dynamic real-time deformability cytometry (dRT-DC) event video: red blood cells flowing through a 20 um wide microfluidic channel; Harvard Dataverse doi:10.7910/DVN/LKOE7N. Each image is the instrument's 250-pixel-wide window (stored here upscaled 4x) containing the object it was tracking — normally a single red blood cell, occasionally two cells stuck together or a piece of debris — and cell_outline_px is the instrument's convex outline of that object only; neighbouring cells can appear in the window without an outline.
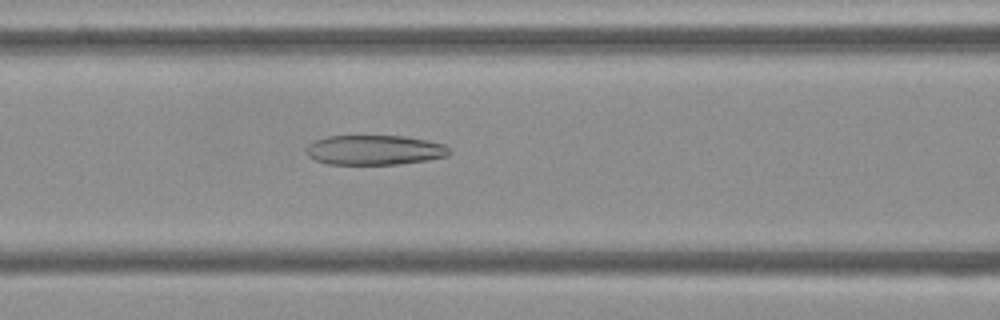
{"species": "Egyptian fruit bat (a non-hibernating species)", "species_latin": "Rousettus aegyptiacus", "temperature_condition": "cold", "stored_images_in_passage": 54, "camera_frame_rate_fps": 3000, "um_per_image_px": 0.085, "frame": {"image": 1, "passage_image": 22, "time_ms": 7.0, "image_size_px": [1000, 320], "cell_outline_px": [[452, 152], [448, 156], [428, 160], [400, 164], [328, 164], [316, 160], [308, 156], [304, 152], [304, 148], [308, 144], [316, 140], [328, 136], [404, 136], [428, 140], [448, 144], [452, 148]], "centroid_in_image_um": [31.89, 12.75], "position_along_channel_um": 134.7, "area_um2": 25.26}}
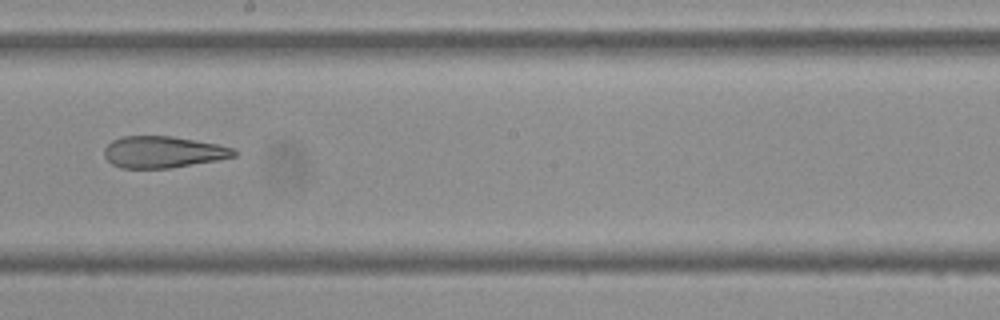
{"frame": {"image": 2, "passage_image": 30, "time_ms": 9.667, "image_size_px": [1000, 320], "cell_outline_px": [[236, 156], [216, 160], [172, 168], [120, 168], [112, 164], [104, 156], [104, 148], [112, 140], [124, 136], [172, 136], [216, 144], [236, 148]], "centroid_in_image_um": [13.85, 12.92], "position_along_channel_um": 234.4, "area_um2": 23.87}}
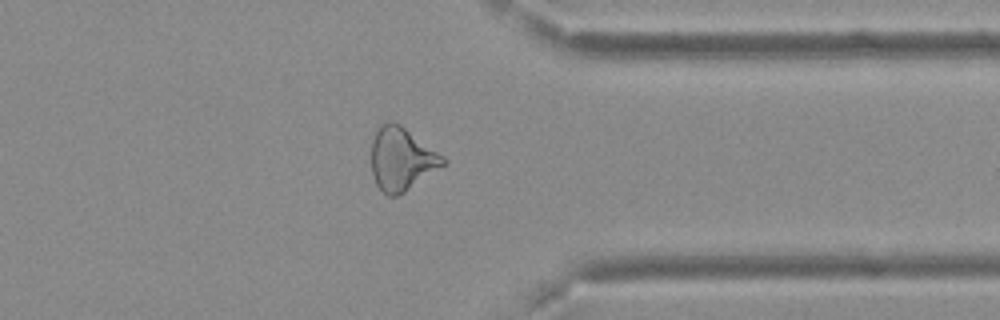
{"frame": {"image": 3, "passage_image": 42, "time_ms": 13.667, "image_size_px": [1000, 320], "cell_outline_px": [[448, 164], [404, 192], [396, 196], [388, 196], [376, 184], [372, 172], [372, 140], [376, 128], [380, 124], [388, 120], [396, 120], [444, 156], [448, 160]], "centroid_in_image_um": [34.16, 13.47], "position_along_channel_um": 377.2, "area_um2": 26.82}, "authors_computed_cell_mechanics": {"area_um2": 28.5821, "velocity_mm_per_s": 3.741, "shape_relaxation_time_tau1_ms": null, "shape_relaxation_time_tau2_ms": 3.8962, "deformation_change_tau1": null, "deformation_change_tau2": 0.1494}}